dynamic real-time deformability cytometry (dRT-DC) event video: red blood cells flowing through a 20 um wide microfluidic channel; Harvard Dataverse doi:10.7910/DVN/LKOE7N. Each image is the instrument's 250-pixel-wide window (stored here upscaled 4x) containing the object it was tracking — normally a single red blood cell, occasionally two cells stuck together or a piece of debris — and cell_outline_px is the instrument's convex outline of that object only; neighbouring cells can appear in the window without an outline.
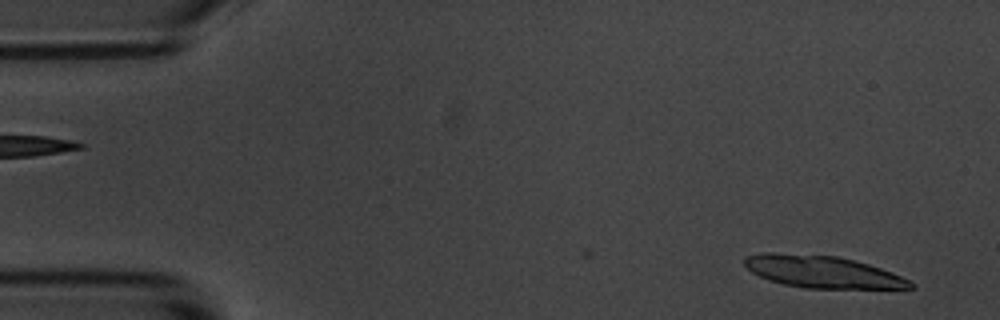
{"species": "common noctule bat (a hibernating species)", "species_latin": "Nyctalus noctula", "temperature_condition": "room temperature", "stored_images_in_passage": 2, "camera_frame_rate_fps": 3000, "um_per_image_px": 0.085, "animal": {"sex": "male", "body_mass_g": 20.1, "forearm_length_mm": 53.5}, "frame": {"image": 1, "passage_image": 2, "time_ms": 1.0, "image_size_px": [1000, 320], "cell_outline_px": [[916, 288], [804, 288], [784, 284], [768, 280], [752, 272], [744, 264], [744, 256], [764, 252], [772, 252], [836, 256], [868, 264], [892, 272], [916, 284]], "centroid_in_image_um": [69.88, 23.1], "position_along_channel_um": 15.1, "area_um2": 30.87}}